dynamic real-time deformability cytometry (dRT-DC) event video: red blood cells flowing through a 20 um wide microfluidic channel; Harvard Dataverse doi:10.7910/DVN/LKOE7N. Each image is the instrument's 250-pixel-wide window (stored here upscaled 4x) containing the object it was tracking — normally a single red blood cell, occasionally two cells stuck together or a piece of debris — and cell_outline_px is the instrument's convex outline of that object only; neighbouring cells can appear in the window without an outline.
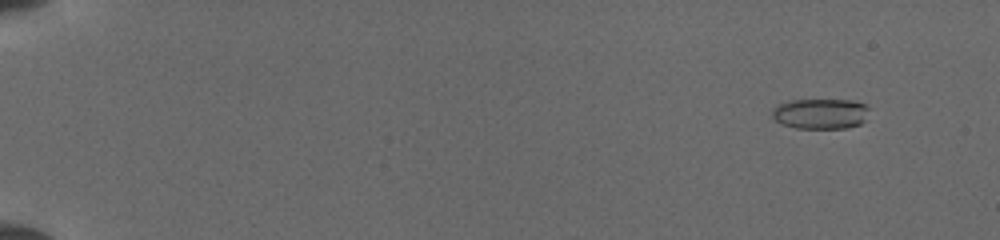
{"species": "common noctule bat (a hibernating species)", "species_latin": "Nyctalus noctula", "temperature_condition": "cold", "stored_images_in_passage": 21, "camera_frame_rate_fps": 3000, "um_per_image_px": 0.085, "animal": {"sex": "female", "body_mass_g": 19.5, "forearm_length_mm": 54.1}, "frame": {"image": 1, "passage_image": 5, "time_ms": 1.667, "image_size_px": [1000, 240], "cell_outline_px": [[868, 108], [864, 120], [860, 124], [844, 128], [796, 128], [780, 124], [772, 116], [772, 108], [788, 100], [852, 100], [864, 104]], "centroid_in_image_um": [69.7, 9.66], "position_along_channel_um": 15.3, "area_um2": 17.11}}
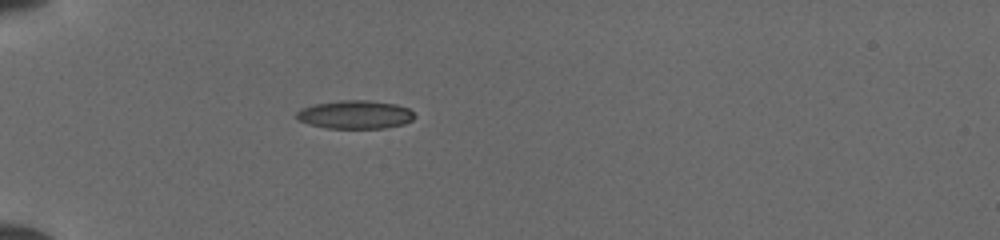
{"frame": {"image": 2, "passage_image": 19, "time_ms": 6.0, "image_size_px": [1000, 240], "cell_outline_px": [[416, 116], [412, 120], [404, 124], [384, 128], [328, 128], [308, 124], [300, 120], [296, 116], [296, 112], [300, 108], [316, 104], [340, 100], [368, 100], [396, 104], [408, 108]], "centroid_in_image_um": [30.2, 9.74], "position_along_channel_um": 54.8, "area_um2": 19.48}}